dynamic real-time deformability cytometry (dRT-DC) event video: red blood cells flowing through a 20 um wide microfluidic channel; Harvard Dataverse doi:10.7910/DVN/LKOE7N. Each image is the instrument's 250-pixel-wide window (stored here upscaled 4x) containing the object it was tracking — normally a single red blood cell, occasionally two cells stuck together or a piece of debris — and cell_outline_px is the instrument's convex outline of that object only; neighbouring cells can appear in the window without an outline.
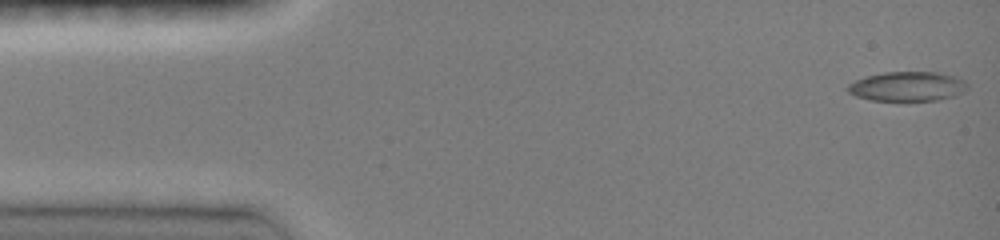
{"species": "common noctule bat (a hibernating species)", "species_latin": "Nyctalus noctula", "temperature_condition": "room temperature", "stored_images_in_passage": 46, "camera_frame_rate_fps": 3000, "um_per_image_px": 0.085, "animal": {"sex": "female", "body_mass_g": 19.0, "forearm_length_mm": 51.5}, "frame": {"image": 1, "passage_image": 1, "time_ms": 0.0, "image_size_px": [1000, 240], "cell_outline_px": [[968, 88], [964, 92], [952, 96], [936, 100], [872, 100], [856, 96], [848, 92], [848, 84], [856, 80], [868, 76], [884, 72], [936, 72], [956, 76], [964, 80], [968, 84]], "centroid_in_image_um": [77.16, 7.33], "position_along_channel_um": 7.8, "area_um2": 20.4}}
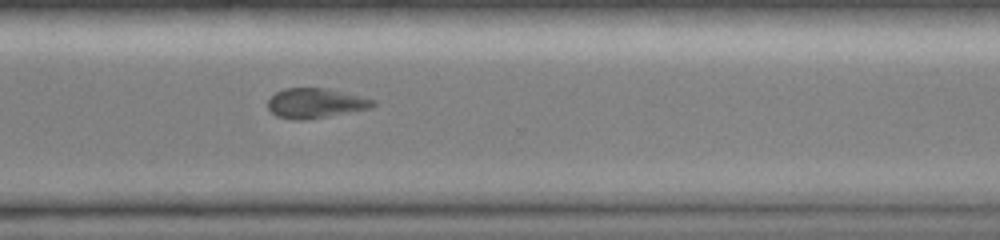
{"frame": {"image": 2, "passage_image": 34, "time_ms": 11.0, "image_size_px": [1000, 240], "cell_outline_px": [[376, 104], [372, 108], [304, 120], [292, 120], [276, 116], [268, 108], [268, 100], [276, 92], [284, 88], [328, 88], [376, 100]], "centroid_in_image_um": [26.81, 8.77], "position_along_channel_um": 343.8, "area_um2": 18.26}}
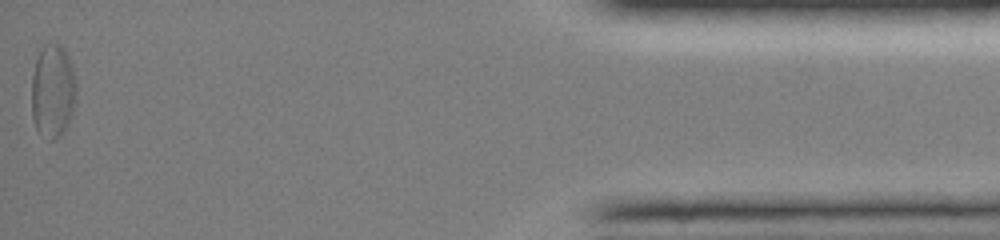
{"frame": {"image": 3, "passage_image": 46, "time_ms": 15.0, "image_size_px": [1000, 240], "cell_outline_px": [[76, 92], [72, 112], [68, 124], [60, 136], [52, 140], [36, 128], [32, 116], [32, 76], [36, 60], [40, 48], [44, 44], [60, 44], [64, 48], [72, 64], [76, 84]], "centroid_in_image_um": [4.49, 7.69], "position_along_channel_um": 430.7, "area_um2": 24.22}, "authors_computed_cell_mechanics": {"area_um2": 18.9006, "velocity_mm_per_s": 4.104, "shape_relaxation_time_tau1_ms": 5.9565, "shape_relaxation_time_tau2_ms": null, "deformation_change_tau1": 0.135, "deformation_change_tau2": null}}